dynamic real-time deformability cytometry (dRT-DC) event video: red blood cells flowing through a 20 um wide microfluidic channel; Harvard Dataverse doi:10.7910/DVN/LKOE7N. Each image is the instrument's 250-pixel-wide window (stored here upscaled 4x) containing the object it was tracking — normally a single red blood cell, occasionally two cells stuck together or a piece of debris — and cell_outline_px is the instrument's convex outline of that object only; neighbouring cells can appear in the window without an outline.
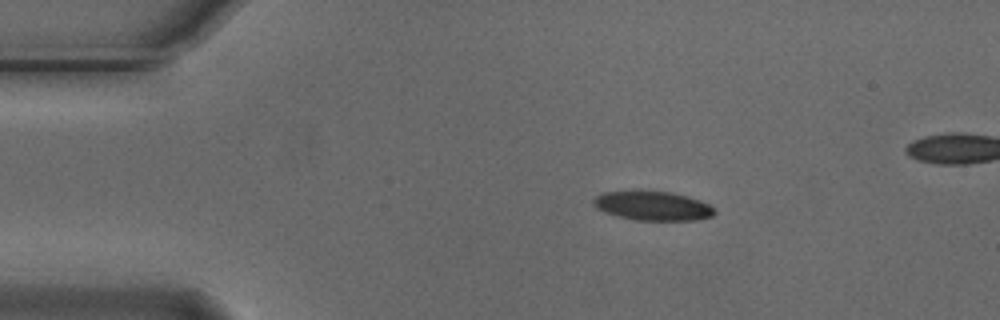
{"species": "Egyptian fruit bat (a non-hibernating species)", "species_latin": "Rousettus aegyptiacus", "temperature_condition": "cold", "stored_images_in_passage": 43, "camera_frame_rate_fps": 3000, "um_per_image_px": 0.085, "animal": {"sex": "male"}, "frame": {"image": 1, "passage_image": 1, "time_ms": 0.0, "image_size_px": [1000, 320], "cell_outline_px": [[716, 212], [712, 216], [696, 220], [636, 220], [616, 216], [604, 212], [596, 208], [592, 204], [592, 200], [600, 192], [668, 192], [688, 196], [700, 200], [708, 204]], "centroid_in_image_um": [55.45, 17.51], "position_along_channel_um": 29.5, "area_um2": 20.35}}
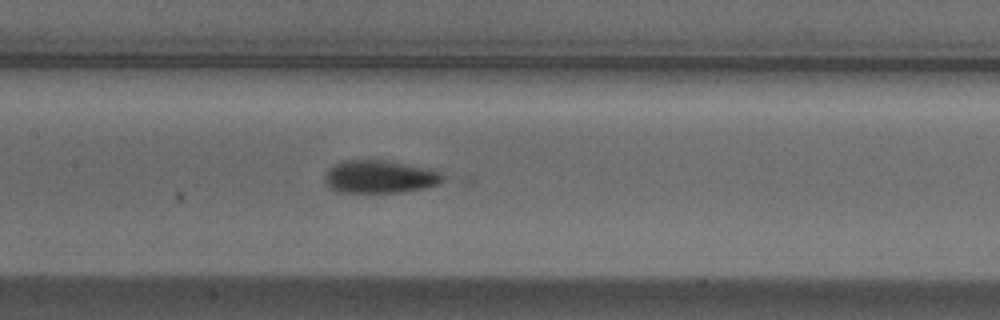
{"frame": {"image": 2, "passage_image": 17, "time_ms": 5.333, "image_size_px": [1000, 320], "cell_outline_px": [[444, 180], [436, 184], [424, 188], [404, 192], [336, 192], [328, 188], [324, 180], [324, 176], [328, 168], [340, 160], [384, 160], [432, 168], [444, 172]], "centroid_in_image_um": [32.27, 15.01], "position_along_channel_um": 175.1, "area_um2": 23.06}}
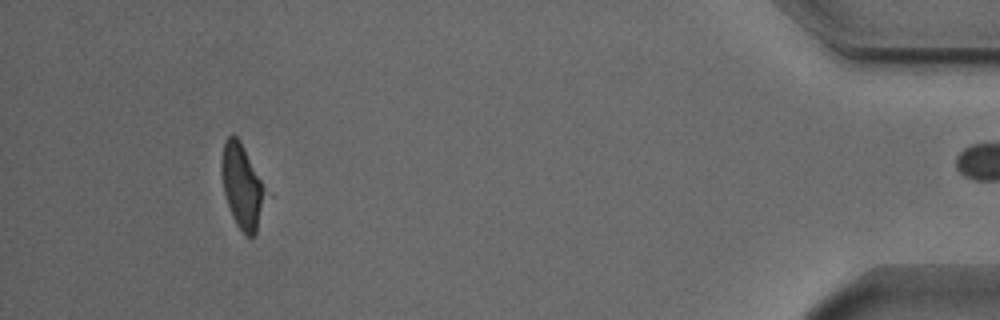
{"frame": {"image": 3, "passage_image": 42, "time_ms": 13.667, "image_size_px": [1000, 320], "cell_outline_px": [[272, 196], [256, 232], [252, 236], [248, 236], [236, 224], [232, 216], [224, 192], [220, 172], [220, 160], [224, 140], [228, 136], [236, 136], [240, 140]], "centroid_in_image_um": [20.65, 15.84], "position_along_channel_um": 414.5, "area_um2": 22.66}, "authors_computed_cell_mechanics": {"area_um2": 22.253, "velocity_mm_per_s": 3.7133, "shape_relaxation_time_tau1_ms": 8.8668, "shape_relaxation_time_tau2_ms": null, "deformation_change_tau1": 0.45, "deformation_change_tau2": null}}